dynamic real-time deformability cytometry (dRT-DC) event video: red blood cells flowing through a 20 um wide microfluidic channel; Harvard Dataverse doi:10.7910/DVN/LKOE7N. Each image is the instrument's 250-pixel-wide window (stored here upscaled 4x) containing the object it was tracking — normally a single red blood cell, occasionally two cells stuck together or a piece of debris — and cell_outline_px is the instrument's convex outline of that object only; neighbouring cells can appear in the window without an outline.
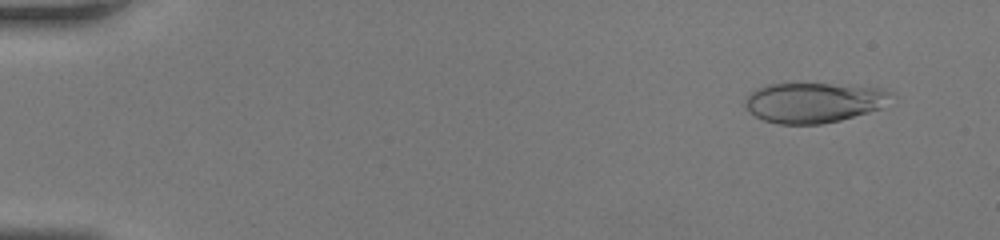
{"species": "human", "species_latin": "Homo sapiens", "temperature_condition": "room temperature", "stored_images_in_passage": 47, "camera_frame_rate_fps": 3000, "um_per_image_px": 0.085, "donor": {"sex": "female"}, "frame": {"image": 1, "passage_image": 4, "time_ms": 1.0, "image_size_px": [1000, 240], "cell_outline_px": [[896, 96], [880, 108], [868, 112], [840, 120], [820, 124], [780, 124], [764, 120], [756, 116], [744, 108], [744, 100], [756, 88], [768, 84], [828, 84], [880, 88], [892, 92]], "centroid_in_image_um": [69.17, 8.71], "position_along_channel_um": 15.8, "area_um2": 34.04}}
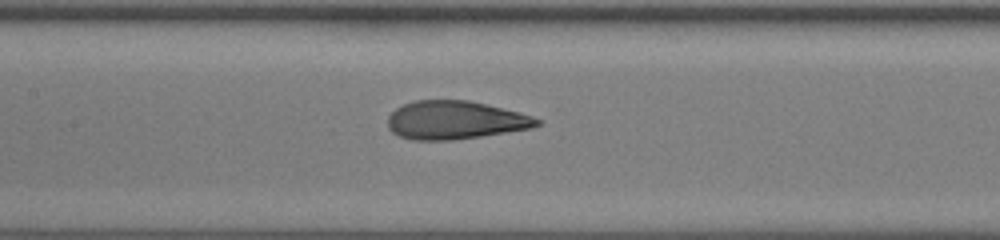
{"frame": {"image": 2, "passage_image": 24, "time_ms": 7.667, "image_size_px": [1000, 240], "cell_outline_px": [[540, 124], [532, 128], [480, 136], [452, 140], [412, 140], [400, 136], [392, 132], [388, 128], [388, 116], [396, 108], [404, 104], [416, 100], [468, 100], [520, 112], [532, 116], [540, 120]], "centroid_in_image_um": [38.67, 10.21], "position_along_channel_um": 168.7, "area_um2": 33.18}}
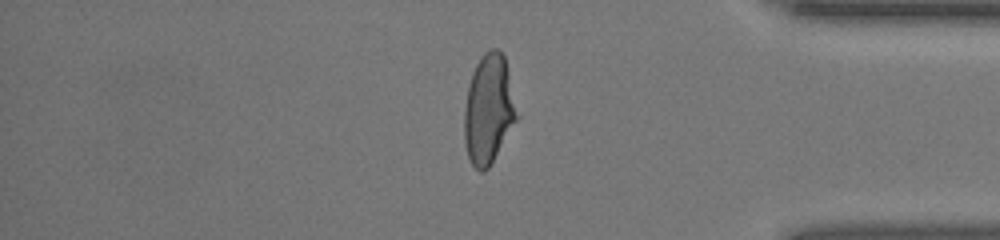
{"frame": {"image": 3, "passage_image": 40, "time_ms": 13.0, "image_size_px": [1000, 240], "cell_outline_px": [[520, 116], [488, 168], [484, 172], [480, 172], [472, 164], [468, 156], [464, 144], [464, 108], [468, 84], [472, 72], [480, 56], [484, 52], [492, 48], [496, 48], [504, 56]], "centroid_in_image_um": [41.54, 9.29], "position_along_channel_um": 393.7, "area_um2": 33.87}}